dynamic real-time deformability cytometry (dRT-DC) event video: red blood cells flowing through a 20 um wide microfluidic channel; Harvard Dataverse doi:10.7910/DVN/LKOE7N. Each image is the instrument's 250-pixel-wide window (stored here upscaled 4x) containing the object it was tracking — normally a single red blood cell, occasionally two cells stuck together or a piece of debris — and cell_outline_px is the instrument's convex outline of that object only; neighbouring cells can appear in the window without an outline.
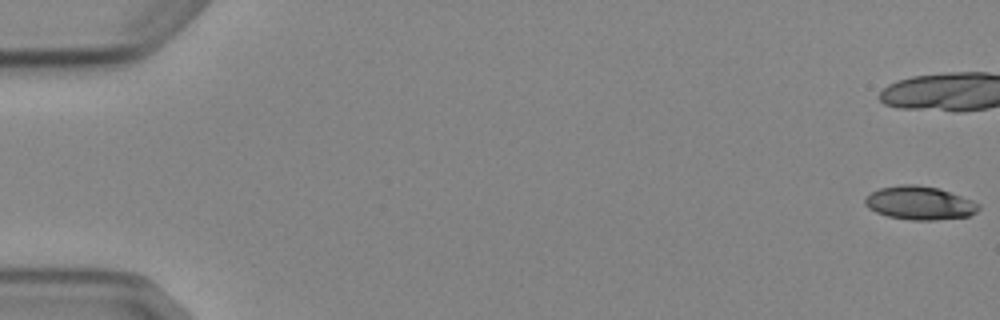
{"species": "Egyptian fruit bat (a non-hibernating species)", "species_latin": "Rousettus aegyptiacus", "temperature_condition": "cold", "stored_images_in_passage": 8, "camera_frame_rate_fps": 3000, "um_per_image_px": 0.085, "animal": {"sex": "female"}, "frame": {"image": 1, "passage_image": 1, "time_ms": 0.0, "image_size_px": [1000, 320], "cell_outline_px": [[980, 208], [976, 212], [968, 216], [936, 220], [912, 220], [888, 216], [876, 212], [868, 208], [864, 204], [864, 200], [872, 192], [880, 188], [900, 184], [916, 184], [940, 188], [972, 200], [980, 204]], "centroid_in_image_um": [78.18, 17.25], "position_along_channel_um": 6.8, "area_um2": 22.2}}
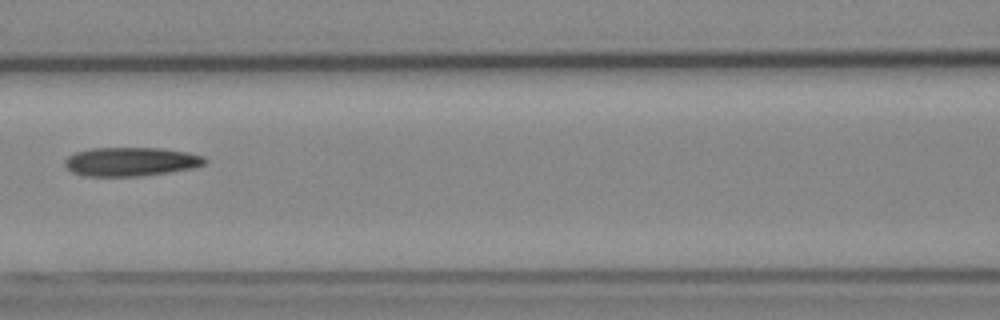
{"frame": {"image": 2, "passage_image": 8, "time_ms": 9.0, "image_size_px": [1000, 320], "cell_outline_px": [[208, 164], [192, 168], [168, 172], [140, 176], [84, 176], [72, 172], [64, 164], [64, 160], [68, 156], [76, 152], [92, 148], [160, 148], [188, 152], [204, 156], [208, 160]], "centroid_in_image_um": [11.15, 13.74], "position_along_channel_um": 155.4, "area_um2": 23.64}}